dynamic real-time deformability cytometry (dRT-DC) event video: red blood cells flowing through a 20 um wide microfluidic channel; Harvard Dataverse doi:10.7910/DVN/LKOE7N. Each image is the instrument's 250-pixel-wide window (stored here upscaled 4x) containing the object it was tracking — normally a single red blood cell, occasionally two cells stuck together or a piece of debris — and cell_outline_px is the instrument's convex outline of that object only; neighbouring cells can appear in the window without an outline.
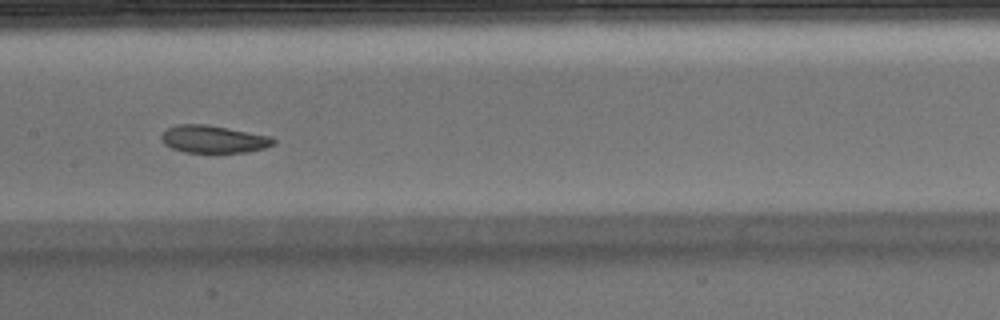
{"species": "Egyptian fruit bat (a non-hibernating species)", "species_latin": "Rousettus aegyptiacus", "temperature_condition": "warm", "stored_images_in_passage": 47, "camera_frame_rate_fps": 3000, "um_per_image_px": 0.085, "animal": {"sex": "male"}, "frame": {"image": 1, "passage_image": 21, "time_ms": 6.667, "image_size_px": [1000, 320], "cell_outline_px": [[276, 144], [264, 148], [248, 152], [184, 152], [172, 148], [164, 144], [160, 136], [168, 128], [180, 124], [208, 124], [272, 136], [276, 140]], "centroid_in_image_um": [18.19, 11.82], "position_along_channel_um": 189.2, "area_um2": 18.03}, "authors_computed_cell_mechanics": {"area_um2": 19.8832, "velocity_mm_per_s": 3.8876, "shape_relaxation_time_tau1_ms": 4.3782, "shape_relaxation_time_tau2_ms": 5.0524, "deformation_change_tau1": 0.1489, "deformation_change_tau2": 0.0943}}